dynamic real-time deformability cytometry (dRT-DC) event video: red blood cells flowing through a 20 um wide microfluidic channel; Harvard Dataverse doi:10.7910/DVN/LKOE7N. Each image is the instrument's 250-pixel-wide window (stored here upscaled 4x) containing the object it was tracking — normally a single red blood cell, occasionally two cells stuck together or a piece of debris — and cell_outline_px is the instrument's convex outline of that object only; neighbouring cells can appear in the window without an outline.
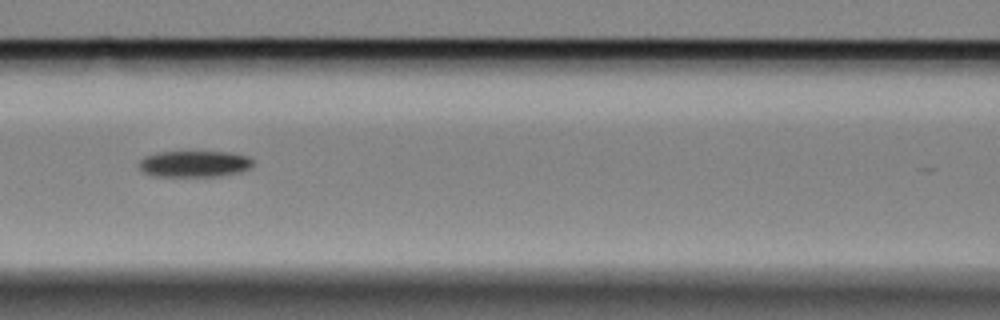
{"species": "Egyptian fruit bat (a non-hibernating species)", "species_latin": "Rousettus aegyptiacus", "temperature_condition": "cold", "stored_images_in_passage": 21, "camera_frame_rate_fps": 3000, "um_per_image_px": 0.085, "animal": {"sex": "female"}, "frame": {"image": 1, "passage_image": 10, "time_ms": 3.0, "image_size_px": [1000, 320], "cell_outline_px": [[256, 164], [252, 168], [240, 172], [220, 176], [152, 176], [144, 172], [140, 168], [140, 160], [144, 156], [156, 152], [232, 152], [248, 156]], "centroid_in_image_um": [16.57, 13.93], "position_along_channel_um": 150.0, "area_um2": 17.69}}